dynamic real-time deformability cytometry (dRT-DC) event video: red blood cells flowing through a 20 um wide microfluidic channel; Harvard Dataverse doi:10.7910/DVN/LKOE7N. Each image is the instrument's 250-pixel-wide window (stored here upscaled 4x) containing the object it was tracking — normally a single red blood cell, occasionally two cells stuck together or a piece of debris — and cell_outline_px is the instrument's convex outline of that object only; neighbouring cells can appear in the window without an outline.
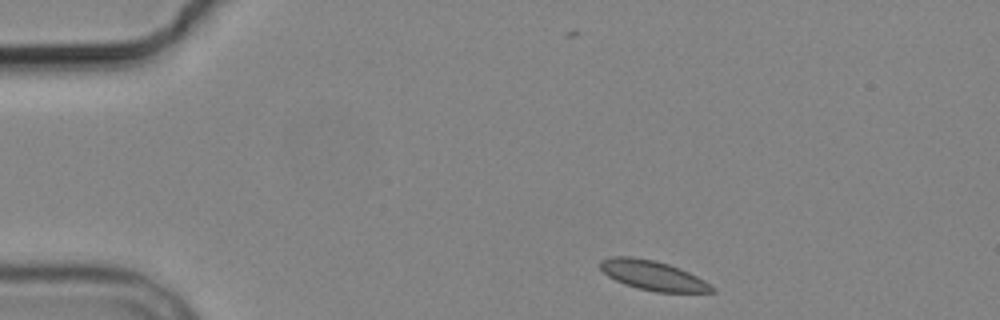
{"species": "common noctule bat (a hibernating species)", "species_latin": "Nyctalus noctula", "temperature_condition": "cold", "stored_images_in_passage": 3, "camera_frame_rate_fps": 3000, "um_per_image_px": 0.085, "animal": {"sex": "male", "body_mass_g": 19.2, "forearm_length_mm": 51.8}, "frame": {"image": 1, "passage_image": 1, "time_ms": 0.0, "image_size_px": [1000, 320], "cell_outline_px": [[716, 292], [656, 292], [624, 284], [608, 276], [600, 268], [600, 260], [612, 256], [632, 256], [656, 260], [680, 268], [704, 280], [716, 288]], "centroid_in_image_um": [55.5, 23.4], "position_along_channel_um": 29.5, "area_um2": 19.25}}
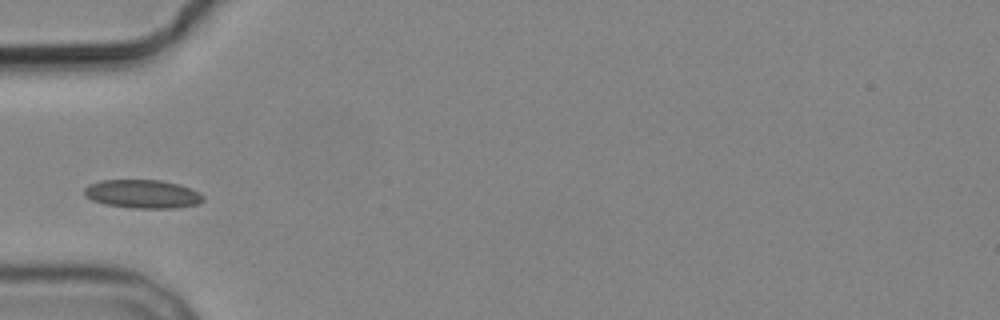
{"frame": {"image": 2, "passage_image": 3, "time_ms": 3.0, "image_size_px": [1000, 320], "cell_outline_px": [[204, 200], [196, 204], [176, 208], [132, 208], [104, 204], [92, 200], [84, 196], [84, 188], [88, 184], [100, 180], [160, 180], [180, 184], [204, 196]], "centroid_in_image_um": [12.07, 16.49], "position_along_channel_um": 72.9, "area_um2": 19.77}}